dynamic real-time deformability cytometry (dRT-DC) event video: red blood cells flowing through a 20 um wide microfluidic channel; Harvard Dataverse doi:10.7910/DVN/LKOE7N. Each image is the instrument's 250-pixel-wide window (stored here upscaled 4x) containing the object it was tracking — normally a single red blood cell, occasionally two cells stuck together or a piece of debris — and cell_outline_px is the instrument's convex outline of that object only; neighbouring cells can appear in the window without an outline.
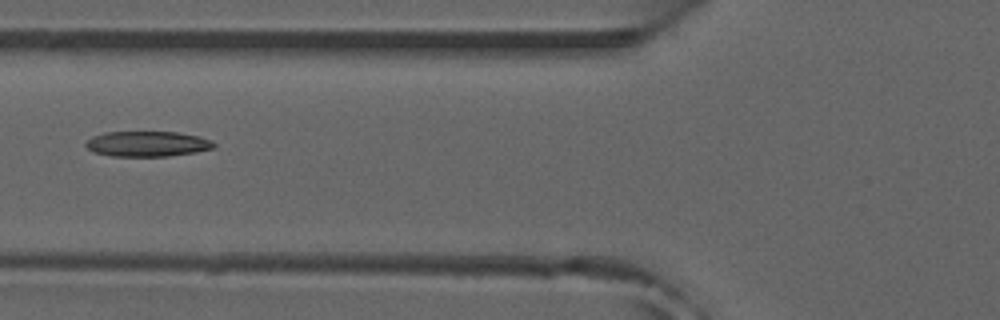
{"species": "common noctule bat (a hibernating species)", "species_latin": "Nyctalus noctula", "temperature_condition": "room temperature", "stored_images_in_passage": 7, "camera_frame_rate_fps": 3000, "um_per_image_px": 0.085, "animal": {"sex": "male", "forearm_length_mm": 52.5}, "frame": {"image": 1, "passage_image": 6, "time_ms": 1.667, "image_size_px": [1000, 320], "cell_outline_px": [[216, 144], [212, 148], [196, 152], [168, 156], [112, 156], [92, 152], [84, 144], [92, 136], [104, 132], [176, 132], [200, 136], [212, 140]], "centroid_in_image_um": [12.52, 12.22], "position_along_channel_um": 113.3, "area_um2": 18.96}}
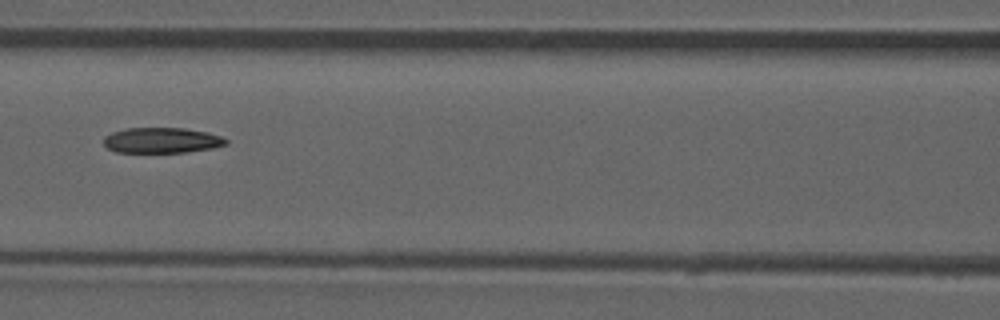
{"frame": {"image": 2, "passage_image": 7, "time_ms": 2.0, "image_size_px": [1000, 320], "cell_outline_px": [[228, 144], [212, 148], [184, 152], [116, 152], [108, 148], [104, 144], [104, 136], [112, 132], [128, 128], [184, 128], [208, 132], [220, 136], [228, 140]], "centroid_in_image_um": [13.76, 11.92], "position_along_channel_um": 152.8, "area_um2": 18.09}}